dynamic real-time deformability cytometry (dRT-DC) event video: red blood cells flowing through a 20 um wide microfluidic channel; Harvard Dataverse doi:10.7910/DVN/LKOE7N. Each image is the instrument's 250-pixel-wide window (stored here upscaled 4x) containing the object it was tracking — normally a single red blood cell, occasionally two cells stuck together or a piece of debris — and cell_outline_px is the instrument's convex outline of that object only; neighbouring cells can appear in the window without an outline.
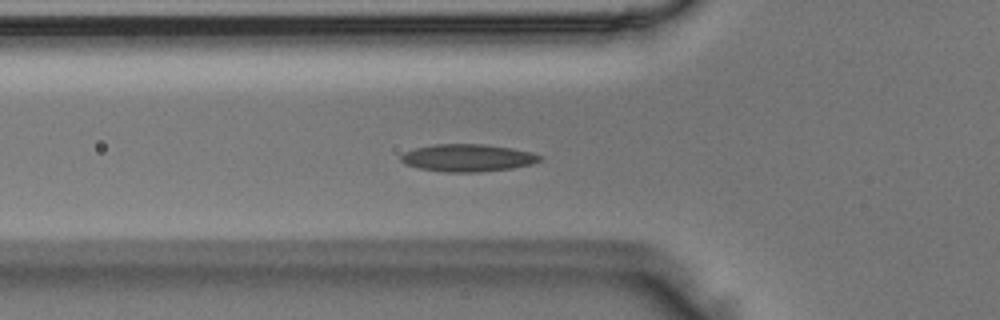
{"species": "Egyptian fruit bat (a non-hibernating species)", "species_latin": "Rousettus aegyptiacus", "temperature_condition": "room temperature", "stored_images_in_passage": 36, "segment_of_instrument_passage": [1, 2], "camera_frame_rate_fps": 3000, "um_per_image_px": 0.085, "animal": {"sex": "male"}, "frame": {"image": 1, "passage_image": 2, "time_ms": 0.333, "image_size_px": [1000, 320], "cell_outline_px": [[544, 156], [540, 160], [532, 164], [512, 168], [480, 172], [444, 172], [420, 168], [404, 164], [400, 160], [400, 156], [404, 152], [416, 148], [432, 144], [484, 144], [512, 148]], "centroid_in_image_um": [39.73, 13.42], "position_along_channel_um": 86.1, "area_um2": 22.2}}
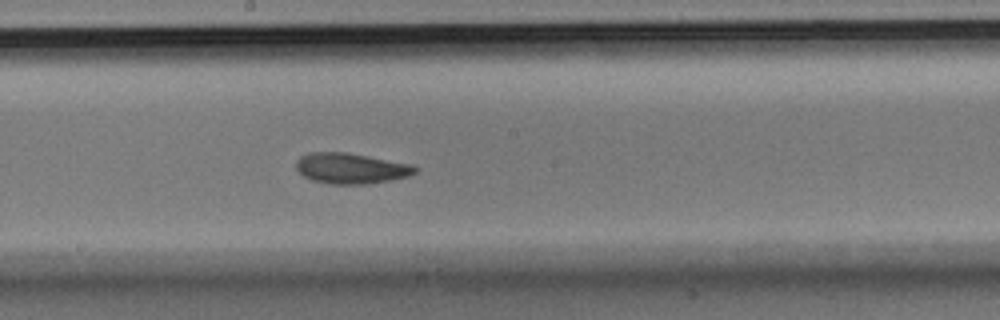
{"frame": {"image": 2, "passage_image": 12, "time_ms": 3.667, "image_size_px": [1000, 320], "cell_outline_px": [[416, 172], [408, 176], [368, 184], [332, 184], [312, 180], [304, 176], [296, 168], [296, 160], [300, 156], [308, 152], [348, 152], [412, 164], [416, 168]], "centroid_in_image_um": [29.8, 14.29], "position_along_channel_um": 218.4, "area_um2": 21.21}}
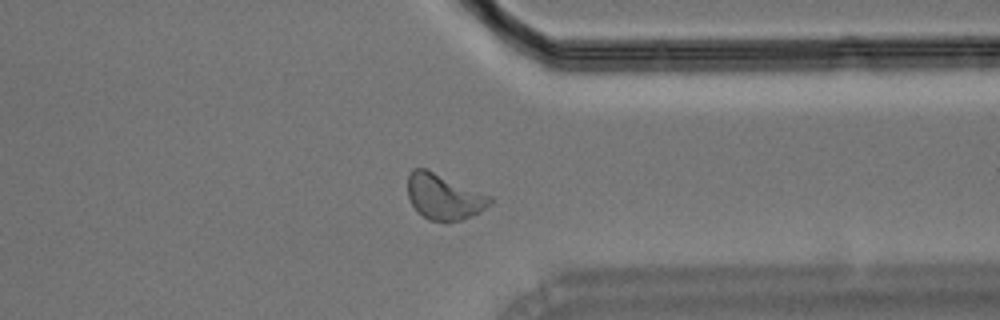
{"frame": {"image": 3, "passage_image": 24, "time_ms": 7.667, "image_size_px": [1000, 320], "cell_outline_px": [[492, 204], [480, 212], [460, 220], [448, 224], [444, 224], [428, 220], [412, 204], [408, 196], [408, 172], [412, 168], [424, 168], [492, 196]], "centroid_in_image_um": [37.74, 16.75], "position_along_channel_um": 373.7, "area_um2": 22.02}}